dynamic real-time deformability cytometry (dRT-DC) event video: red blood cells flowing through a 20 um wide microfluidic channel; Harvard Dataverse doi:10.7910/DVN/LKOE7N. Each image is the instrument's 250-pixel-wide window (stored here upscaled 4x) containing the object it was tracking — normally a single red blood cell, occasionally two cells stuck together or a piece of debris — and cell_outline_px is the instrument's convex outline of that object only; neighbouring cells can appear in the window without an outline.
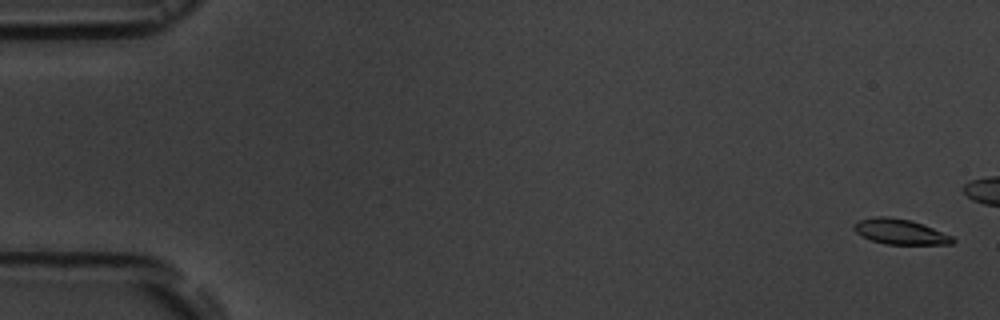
{"species": "common noctule bat (a hibernating species)", "species_latin": "Nyctalus noctula", "temperature_condition": "room temperature", "stored_images_in_passage": 6, "camera_frame_rate_fps": 3000, "um_per_image_px": 0.085, "animal": {"sex": "male", "body_mass_g": 19.5, "forearm_length_mm": 54.6}, "frame": {"image": 1, "passage_image": 1, "time_ms": 0.0, "image_size_px": [1000, 320], "cell_outline_px": [[956, 240], [952, 244], [884, 244], [872, 240], [856, 232], [852, 228], [852, 224], [860, 220], [876, 216], [888, 216], [912, 220], [924, 224], [952, 236]], "centroid_in_image_um": [76.52, 19.68], "position_along_channel_um": 8.5, "area_um2": 14.57}}